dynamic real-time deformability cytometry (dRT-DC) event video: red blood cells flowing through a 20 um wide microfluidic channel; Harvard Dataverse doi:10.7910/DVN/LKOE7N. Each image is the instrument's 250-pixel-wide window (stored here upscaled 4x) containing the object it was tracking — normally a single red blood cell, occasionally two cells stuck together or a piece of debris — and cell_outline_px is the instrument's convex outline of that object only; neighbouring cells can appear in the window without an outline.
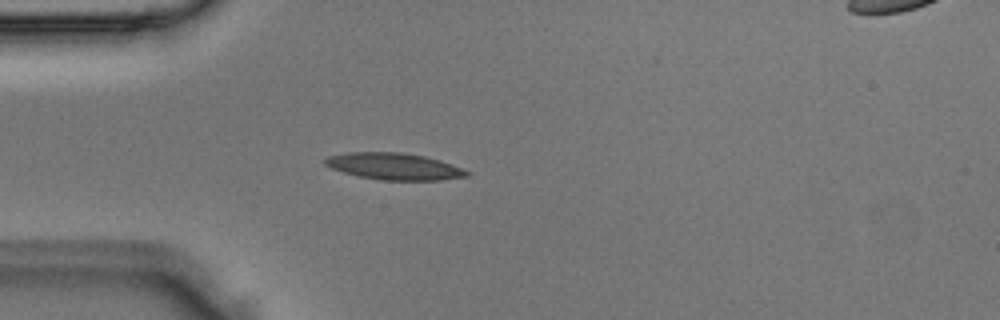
{"species": "Egyptian fruit bat (a non-hibernating species)", "species_latin": "Rousettus aegyptiacus", "temperature_condition": "room temperature", "stored_images_in_passage": 4, "camera_frame_rate_fps": 3000, "um_per_image_px": 0.085, "animal": {"sex": "male"}, "frame": {"image": 1, "passage_image": 4, "time_ms": 1.0, "image_size_px": [1000, 320], "cell_outline_px": [[472, 172], [468, 176], [440, 180], [384, 180], [360, 176], [344, 172], [332, 168], [324, 164], [324, 160], [328, 156], [348, 152], [404, 152], [424, 156], [440, 160], [464, 168]], "centroid_in_image_um": [33.55, 14.13], "position_along_channel_um": 51.4, "area_um2": 22.08}}